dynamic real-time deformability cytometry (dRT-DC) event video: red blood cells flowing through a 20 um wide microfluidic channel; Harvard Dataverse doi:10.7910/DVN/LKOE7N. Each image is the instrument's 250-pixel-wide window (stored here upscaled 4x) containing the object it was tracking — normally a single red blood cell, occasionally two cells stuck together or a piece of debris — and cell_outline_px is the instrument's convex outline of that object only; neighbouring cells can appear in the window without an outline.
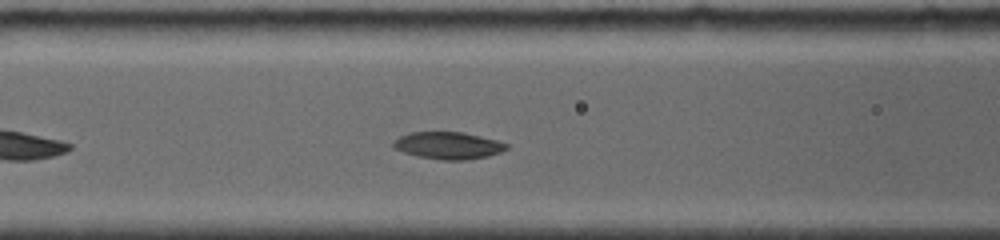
{"species": "common noctule bat (a hibernating species)", "species_latin": "Nyctalus noctula", "temperature_condition": "room temperature", "stored_images_in_passage": 34, "camera_frame_rate_fps": 4000, "um_per_image_px": 0.085, "animal": {"sex": "female", "body_mass_g": 19.0, "forearm_length_mm": 56.7}, "frame": {"image": 1, "passage_image": 13, "time_ms": 4.0, "image_size_px": [1000, 240], "cell_outline_px": [[508, 148], [500, 152], [488, 156], [464, 160], [440, 160], [416, 156], [392, 148], [392, 144], [400, 136], [412, 132], [464, 132], [496, 140], [508, 144]], "centroid_in_image_um": [38.09, 12.37], "position_along_channel_um": 128.5, "area_um2": 17.86}}
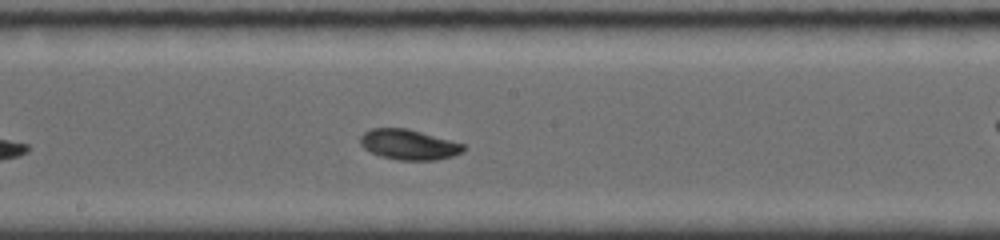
{"frame": {"image": 2, "passage_image": 20, "time_ms": 6.25, "image_size_px": [1000, 240], "cell_outline_px": [[468, 148], [464, 152], [452, 156], [436, 160], [396, 160], [380, 156], [364, 148], [360, 144], [360, 136], [364, 132], [372, 128], [408, 128], [464, 144]], "centroid_in_image_um": [34.76, 12.29], "position_along_channel_um": 213.4, "area_um2": 18.32}}
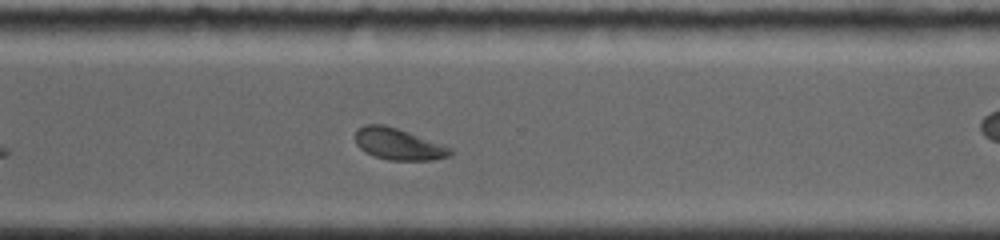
{"frame": {"image": 3, "passage_image": 29, "time_ms": 9.5, "image_size_px": [1000, 240], "cell_outline_px": [[456, 152], [452, 156], [432, 160], [388, 160], [372, 156], [364, 152], [356, 144], [356, 128], [364, 124], [384, 124], [444, 144], [452, 148]], "centroid_in_image_um": [33.89, 12.26], "position_along_channel_um": 336.7, "area_um2": 17.8}, "authors_computed_cell_mechanics": {"area_um2": 18.2648, "velocity_mm_per_s": 3.7854, "shape_relaxation_time_tau1_ms": 3.464, "shape_relaxation_time_tau2_ms": null, "deformation_change_tau1": 0.1091, "deformation_change_tau2": null}}